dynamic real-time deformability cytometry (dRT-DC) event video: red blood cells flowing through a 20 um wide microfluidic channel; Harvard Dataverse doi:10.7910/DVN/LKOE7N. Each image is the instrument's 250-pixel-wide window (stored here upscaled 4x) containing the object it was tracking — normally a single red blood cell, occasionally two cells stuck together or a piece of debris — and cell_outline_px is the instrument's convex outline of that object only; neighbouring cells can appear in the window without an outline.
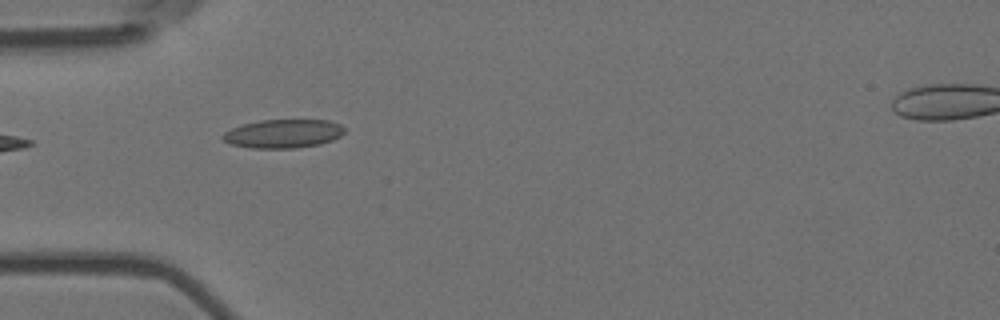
{"species": "Egyptian fruit bat (a non-hibernating species)", "species_latin": "Rousettus aegyptiacus", "temperature_condition": "room temperature", "stored_images_in_passage": 9, "camera_frame_rate_fps": 3000, "um_per_image_px": 0.085, "animal": {"sex": "female"}, "frame": {"image": 1, "passage_image": 3, "time_ms": 0.667, "image_size_px": [1000, 320], "cell_outline_px": [[344, 132], [340, 136], [332, 140], [320, 144], [296, 148], [248, 148], [232, 144], [224, 140], [220, 136], [224, 132], [232, 128], [244, 124], [260, 120], [328, 120], [340, 124], [344, 128]], "centroid_in_image_um": [24.07, 11.36], "position_along_channel_um": 60.9, "area_um2": 20.29}}
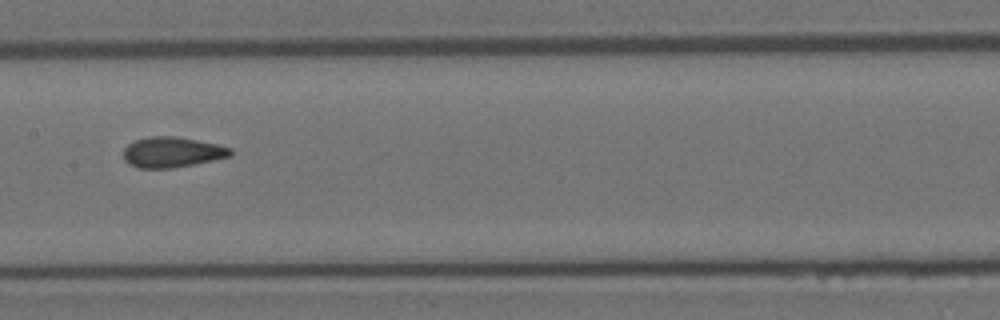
{"frame": {"image": 2, "passage_image": 6, "time_ms": 1.667, "image_size_px": [1000, 320], "cell_outline_px": [[232, 156], [172, 168], [140, 168], [128, 164], [124, 160], [124, 148], [128, 144], [136, 140], [148, 136], [176, 136], [216, 144], [232, 148]], "centroid_in_image_um": [14.61, 12.93], "position_along_channel_um": 192.8, "area_um2": 18.9}}
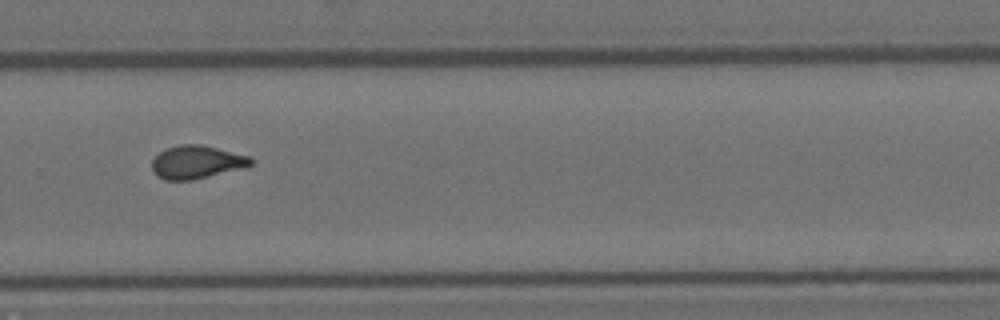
{"frame": {"image": 3, "passage_image": 9, "time_ms": 2.667, "image_size_px": [1000, 320], "cell_outline_px": [[256, 160], [252, 164], [244, 168], [192, 180], [164, 180], [156, 176], [152, 172], [152, 160], [160, 152], [168, 148], [180, 144], [200, 144], [252, 156]], "centroid_in_image_um": [16.74, 13.78], "position_along_channel_um": 313.1, "area_um2": 19.31}}